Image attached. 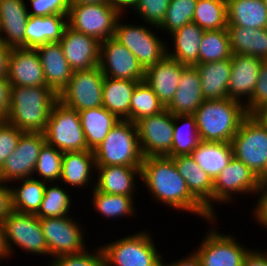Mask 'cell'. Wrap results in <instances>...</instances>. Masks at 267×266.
Returning a JSON list of instances; mask_svg holds the SVG:
<instances>
[{
    "label": "cell",
    "mask_w": 267,
    "mask_h": 266,
    "mask_svg": "<svg viewBox=\"0 0 267 266\" xmlns=\"http://www.w3.org/2000/svg\"><path fill=\"white\" fill-rule=\"evenodd\" d=\"M204 100L196 66H185L174 97L166 109L173 115H194Z\"/></svg>",
    "instance_id": "27"
},
{
    "label": "cell",
    "mask_w": 267,
    "mask_h": 266,
    "mask_svg": "<svg viewBox=\"0 0 267 266\" xmlns=\"http://www.w3.org/2000/svg\"><path fill=\"white\" fill-rule=\"evenodd\" d=\"M93 152L96 166L141 167L144 158L136 124L129 120H120Z\"/></svg>",
    "instance_id": "5"
},
{
    "label": "cell",
    "mask_w": 267,
    "mask_h": 266,
    "mask_svg": "<svg viewBox=\"0 0 267 266\" xmlns=\"http://www.w3.org/2000/svg\"><path fill=\"white\" fill-rule=\"evenodd\" d=\"M96 172L95 188L98 191L124 196L137 194L136 178L141 181V167L96 166Z\"/></svg>",
    "instance_id": "25"
},
{
    "label": "cell",
    "mask_w": 267,
    "mask_h": 266,
    "mask_svg": "<svg viewBox=\"0 0 267 266\" xmlns=\"http://www.w3.org/2000/svg\"><path fill=\"white\" fill-rule=\"evenodd\" d=\"M95 174L96 162L92 150L67 151L64 153L59 183L67 184L66 187L68 186V188L81 189L86 188V186L91 187V185L94 188Z\"/></svg>",
    "instance_id": "24"
},
{
    "label": "cell",
    "mask_w": 267,
    "mask_h": 266,
    "mask_svg": "<svg viewBox=\"0 0 267 266\" xmlns=\"http://www.w3.org/2000/svg\"><path fill=\"white\" fill-rule=\"evenodd\" d=\"M227 24L267 28V8L263 0H226Z\"/></svg>",
    "instance_id": "34"
},
{
    "label": "cell",
    "mask_w": 267,
    "mask_h": 266,
    "mask_svg": "<svg viewBox=\"0 0 267 266\" xmlns=\"http://www.w3.org/2000/svg\"><path fill=\"white\" fill-rule=\"evenodd\" d=\"M230 59L228 98L237 100L246 106L252 100L260 68L265 61L245 54H232Z\"/></svg>",
    "instance_id": "18"
},
{
    "label": "cell",
    "mask_w": 267,
    "mask_h": 266,
    "mask_svg": "<svg viewBox=\"0 0 267 266\" xmlns=\"http://www.w3.org/2000/svg\"><path fill=\"white\" fill-rule=\"evenodd\" d=\"M165 109L164 105L147 83L141 81L136 85L130 103L131 122L136 123L139 119L156 115Z\"/></svg>",
    "instance_id": "42"
},
{
    "label": "cell",
    "mask_w": 267,
    "mask_h": 266,
    "mask_svg": "<svg viewBox=\"0 0 267 266\" xmlns=\"http://www.w3.org/2000/svg\"><path fill=\"white\" fill-rule=\"evenodd\" d=\"M197 1L170 0L165 19L158 29L170 35L185 24L192 22Z\"/></svg>",
    "instance_id": "44"
},
{
    "label": "cell",
    "mask_w": 267,
    "mask_h": 266,
    "mask_svg": "<svg viewBox=\"0 0 267 266\" xmlns=\"http://www.w3.org/2000/svg\"><path fill=\"white\" fill-rule=\"evenodd\" d=\"M140 230L108 243H101L107 266H162L163 255L155 246L152 232Z\"/></svg>",
    "instance_id": "4"
},
{
    "label": "cell",
    "mask_w": 267,
    "mask_h": 266,
    "mask_svg": "<svg viewBox=\"0 0 267 266\" xmlns=\"http://www.w3.org/2000/svg\"><path fill=\"white\" fill-rule=\"evenodd\" d=\"M64 153V151L58 150L46 143L38 156L33 178L47 183H59Z\"/></svg>",
    "instance_id": "43"
},
{
    "label": "cell",
    "mask_w": 267,
    "mask_h": 266,
    "mask_svg": "<svg viewBox=\"0 0 267 266\" xmlns=\"http://www.w3.org/2000/svg\"><path fill=\"white\" fill-rule=\"evenodd\" d=\"M58 95L48 86H12L5 121L23 132L44 133Z\"/></svg>",
    "instance_id": "2"
},
{
    "label": "cell",
    "mask_w": 267,
    "mask_h": 266,
    "mask_svg": "<svg viewBox=\"0 0 267 266\" xmlns=\"http://www.w3.org/2000/svg\"><path fill=\"white\" fill-rule=\"evenodd\" d=\"M108 0H69L70 5L76 4H90V3H98V2H105Z\"/></svg>",
    "instance_id": "58"
},
{
    "label": "cell",
    "mask_w": 267,
    "mask_h": 266,
    "mask_svg": "<svg viewBox=\"0 0 267 266\" xmlns=\"http://www.w3.org/2000/svg\"><path fill=\"white\" fill-rule=\"evenodd\" d=\"M122 18L123 14L117 21L114 38L136 56L144 69L155 65L167 55L168 41L164 42L165 40L160 39L157 32H154L158 27L149 24L146 27L138 25L139 23L126 24L122 23Z\"/></svg>",
    "instance_id": "7"
},
{
    "label": "cell",
    "mask_w": 267,
    "mask_h": 266,
    "mask_svg": "<svg viewBox=\"0 0 267 266\" xmlns=\"http://www.w3.org/2000/svg\"><path fill=\"white\" fill-rule=\"evenodd\" d=\"M201 142L193 115H174V136L168 157L190 155Z\"/></svg>",
    "instance_id": "38"
},
{
    "label": "cell",
    "mask_w": 267,
    "mask_h": 266,
    "mask_svg": "<svg viewBox=\"0 0 267 266\" xmlns=\"http://www.w3.org/2000/svg\"><path fill=\"white\" fill-rule=\"evenodd\" d=\"M26 5L25 0H0V42L11 48H25Z\"/></svg>",
    "instance_id": "22"
},
{
    "label": "cell",
    "mask_w": 267,
    "mask_h": 266,
    "mask_svg": "<svg viewBox=\"0 0 267 266\" xmlns=\"http://www.w3.org/2000/svg\"><path fill=\"white\" fill-rule=\"evenodd\" d=\"M59 43L73 71L98 66L101 42L96 38L75 31L67 25Z\"/></svg>",
    "instance_id": "19"
},
{
    "label": "cell",
    "mask_w": 267,
    "mask_h": 266,
    "mask_svg": "<svg viewBox=\"0 0 267 266\" xmlns=\"http://www.w3.org/2000/svg\"><path fill=\"white\" fill-rule=\"evenodd\" d=\"M139 82L104 76L102 106L119 120L130 121L131 97Z\"/></svg>",
    "instance_id": "31"
},
{
    "label": "cell",
    "mask_w": 267,
    "mask_h": 266,
    "mask_svg": "<svg viewBox=\"0 0 267 266\" xmlns=\"http://www.w3.org/2000/svg\"><path fill=\"white\" fill-rule=\"evenodd\" d=\"M217 218L208 221L212 226L206 231L197 249L194 250L202 266H242L250 250L239 242L235 235L223 234L216 228ZM215 224V227H213ZM213 227V228H212ZM218 231V232H217Z\"/></svg>",
    "instance_id": "11"
},
{
    "label": "cell",
    "mask_w": 267,
    "mask_h": 266,
    "mask_svg": "<svg viewBox=\"0 0 267 266\" xmlns=\"http://www.w3.org/2000/svg\"><path fill=\"white\" fill-rule=\"evenodd\" d=\"M242 266H267V251L250 249L244 257Z\"/></svg>",
    "instance_id": "53"
},
{
    "label": "cell",
    "mask_w": 267,
    "mask_h": 266,
    "mask_svg": "<svg viewBox=\"0 0 267 266\" xmlns=\"http://www.w3.org/2000/svg\"><path fill=\"white\" fill-rule=\"evenodd\" d=\"M45 144L44 133L24 132L20 136L15 150L2 165L0 180L4 183L13 184L16 180L33 177L38 156Z\"/></svg>",
    "instance_id": "16"
},
{
    "label": "cell",
    "mask_w": 267,
    "mask_h": 266,
    "mask_svg": "<svg viewBox=\"0 0 267 266\" xmlns=\"http://www.w3.org/2000/svg\"><path fill=\"white\" fill-rule=\"evenodd\" d=\"M232 56L228 30H205L199 49V64L222 61Z\"/></svg>",
    "instance_id": "40"
},
{
    "label": "cell",
    "mask_w": 267,
    "mask_h": 266,
    "mask_svg": "<svg viewBox=\"0 0 267 266\" xmlns=\"http://www.w3.org/2000/svg\"><path fill=\"white\" fill-rule=\"evenodd\" d=\"M1 224L10 256L15 255L16 249L32 256H49L40 219L35 214L13 211Z\"/></svg>",
    "instance_id": "9"
},
{
    "label": "cell",
    "mask_w": 267,
    "mask_h": 266,
    "mask_svg": "<svg viewBox=\"0 0 267 266\" xmlns=\"http://www.w3.org/2000/svg\"><path fill=\"white\" fill-rule=\"evenodd\" d=\"M170 0H138L133 14L137 13L143 23L159 27L165 19Z\"/></svg>",
    "instance_id": "46"
},
{
    "label": "cell",
    "mask_w": 267,
    "mask_h": 266,
    "mask_svg": "<svg viewBox=\"0 0 267 266\" xmlns=\"http://www.w3.org/2000/svg\"><path fill=\"white\" fill-rule=\"evenodd\" d=\"M193 22L203 30L226 29V0H198Z\"/></svg>",
    "instance_id": "41"
},
{
    "label": "cell",
    "mask_w": 267,
    "mask_h": 266,
    "mask_svg": "<svg viewBox=\"0 0 267 266\" xmlns=\"http://www.w3.org/2000/svg\"><path fill=\"white\" fill-rule=\"evenodd\" d=\"M7 79L11 86H46L43 68L36 49L12 48Z\"/></svg>",
    "instance_id": "20"
},
{
    "label": "cell",
    "mask_w": 267,
    "mask_h": 266,
    "mask_svg": "<svg viewBox=\"0 0 267 266\" xmlns=\"http://www.w3.org/2000/svg\"><path fill=\"white\" fill-rule=\"evenodd\" d=\"M179 174L186 181L190 193L213 216V180L191 155L171 157Z\"/></svg>",
    "instance_id": "26"
},
{
    "label": "cell",
    "mask_w": 267,
    "mask_h": 266,
    "mask_svg": "<svg viewBox=\"0 0 267 266\" xmlns=\"http://www.w3.org/2000/svg\"><path fill=\"white\" fill-rule=\"evenodd\" d=\"M29 16L68 15L69 0H29Z\"/></svg>",
    "instance_id": "49"
},
{
    "label": "cell",
    "mask_w": 267,
    "mask_h": 266,
    "mask_svg": "<svg viewBox=\"0 0 267 266\" xmlns=\"http://www.w3.org/2000/svg\"><path fill=\"white\" fill-rule=\"evenodd\" d=\"M247 115L243 103L227 97L204 100L193 116L201 141L230 143Z\"/></svg>",
    "instance_id": "3"
},
{
    "label": "cell",
    "mask_w": 267,
    "mask_h": 266,
    "mask_svg": "<svg viewBox=\"0 0 267 266\" xmlns=\"http://www.w3.org/2000/svg\"><path fill=\"white\" fill-rule=\"evenodd\" d=\"M67 26V15L29 16L25 28V48L35 49L59 42Z\"/></svg>",
    "instance_id": "29"
},
{
    "label": "cell",
    "mask_w": 267,
    "mask_h": 266,
    "mask_svg": "<svg viewBox=\"0 0 267 266\" xmlns=\"http://www.w3.org/2000/svg\"><path fill=\"white\" fill-rule=\"evenodd\" d=\"M44 134L46 143L58 150L64 152L89 150L79 112L65 106L59 100L51 109Z\"/></svg>",
    "instance_id": "10"
},
{
    "label": "cell",
    "mask_w": 267,
    "mask_h": 266,
    "mask_svg": "<svg viewBox=\"0 0 267 266\" xmlns=\"http://www.w3.org/2000/svg\"><path fill=\"white\" fill-rule=\"evenodd\" d=\"M23 133V131L7 123L5 120L0 121V169L6 158L17 147L20 136Z\"/></svg>",
    "instance_id": "47"
},
{
    "label": "cell",
    "mask_w": 267,
    "mask_h": 266,
    "mask_svg": "<svg viewBox=\"0 0 267 266\" xmlns=\"http://www.w3.org/2000/svg\"><path fill=\"white\" fill-rule=\"evenodd\" d=\"M190 155L214 180L233 158V150L231 143L201 141Z\"/></svg>",
    "instance_id": "35"
},
{
    "label": "cell",
    "mask_w": 267,
    "mask_h": 266,
    "mask_svg": "<svg viewBox=\"0 0 267 266\" xmlns=\"http://www.w3.org/2000/svg\"><path fill=\"white\" fill-rule=\"evenodd\" d=\"M267 105V61H265L259 72L258 81L253 91L252 100L245 106L250 115H256Z\"/></svg>",
    "instance_id": "48"
},
{
    "label": "cell",
    "mask_w": 267,
    "mask_h": 266,
    "mask_svg": "<svg viewBox=\"0 0 267 266\" xmlns=\"http://www.w3.org/2000/svg\"><path fill=\"white\" fill-rule=\"evenodd\" d=\"M15 182H18L17 187L14 186L15 183L10 185L13 211L36 214L40 209L47 182L33 177L19 179Z\"/></svg>",
    "instance_id": "36"
},
{
    "label": "cell",
    "mask_w": 267,
    "mask_h": 266,
    "mask_svg": "<svg viewBox=\"0 0 267 266\" xmlns=\"http://www.w3.org/2000/svg\"><path fill=\"white\" fill-rule=\"evenodd\" d=\"M185 66L166 55L155 65L145 69L144 82L152 88L165 108L174 97Z\"/></svg>",
    "instance_id": "21"
},
{
    "label": "cell",
    "mask_w": 267,
    "mask_h": 266,
    "mask_svg": "<svg viewBox=\"0 0 267 266\" xmlns=\"http://www.w3.org/2000/svg\"><path fill=\"white\" fill-rule=\"evenodd\" d=\"M50 184V185H49ZM65 185L60 186L56 182L46 183L44 197L39 211L35 214L38 218H53L70 216L72 211V196L68 193Z\"/></svg>",
    "instance_id": "39"
},
{
    "label": "cell",
    "mask_w": 267,
    "mask_h": 266,
    "mask_svg": "<svg viewBox=\"0 0 267 266\" xmlns=\"http://www.w3.org/2000/svg\"><path fill=\"white\" fill-rule=\"evenodd\" d=\"M11 87L7 78H0V121H4L9 114Z\"/></svg>",
    "instance_id": "52"
},
{
    "label": "cell",
    "mask_w": 267,
    "mask_h": 266,
    "mask_svg": "<svg viewBox=\"0 0 267 266\" xmlns=\"http://www.w3.org/2000/svg\"><path fill=\"white\" fill-rule=\"evenodd\" d=\"M9 258H11V256H10L9 251L7 249L3 227H2V224L0 223V263L3 260H6V262H8L7 260Z\"/></svg>",
    "instance_id": "57"
},
{
    "label": "cell",
    "mask_w": 267,
    "mask_h": 266,
    "mask_svg": "<svg viewBox=\"0 0 267 266\" xmlns=\"http://www.w3.org/2000/svg\"><path fill=\"white\" fill-rule=\"evenodd\" d=\"M35 49L43 68L46 86L59 95L70 81L73 72L64 56L61 44L46 43Z\"/></svg>",
    "instance_id": "23"
},
{
    "label": "cell",
    "mask_w": 267,
    "mask_h": 266,
    "mask_svg": "<svg viewBox=\"0 0 267 266\" xmlns=\"http://www.w3.org/2000/svg\"><path fill=\"white\" fill-rule=\"evenodd\" d=\"M43 235L51 259L67 254L81 253L87 250L84 236L86 233L81 223L70 216L39 218ZM83 231V232H82Z\"/></svg>",
    "instance_id": "12"
},
{
    "label": "cell",
    "mask_w": 267,
    "mask_h": 266,
    "mask_svg": "<svg viewBox=\"0 0 267 266\" xmlns=\"http://www.w3.org/2000/svg\"><path fill=\"white\" fill-rule=\"evenodd\" d=\"M12 48L0 42V78H7L8 62Z\"/></svg>",
    "instance_id": "54"
},
{
    "label": "cell",
    "mask_w": 267,
    "mask_h": 266,
    "mask_svg": "<svg viewBox=\"0 0 267 266\" xmlns=\"http://www.w3.org/2000/svg\"><path fill=\"white\" fill-rule=\"evenodd\" d=\"M95 251L89 249L76 254H67L49 259L48 266H103L104 254L100 246Z\"/></svg>",
    "instance_id": "45"
},
{
    "label": "cell",
    "mask_w": 267,
    "mask_h": 266,
    "mask_svg": "<svg viewBox=\"0 0 267 266\" xmlns=\"http://www.w3.org/2000/svg\"><path fill=\"white\" fill-rule=\"evenodd\" d=\"M98 66L106 77L144 81L145 69L136 56L114 37L101 42Z\"/></svg>",
    "instance_id": "17"
},
{
    "label": "cell",
    "mask_w": 267,
    "mask_h": 266,
    "mask_svg": "<svg viewBox=\"0 0 267 266\" xmlns=\"http://www.w3.org/2000/svg\"><path fill=\"white\" fill-rule=\"evenodd\" d=\"M263 2L265 3V6L267 8V0H263Z\"/></svg>",
    "instance_id": "61"
},
{
    "label": "cell",
    "mask_w": 267,
    "mask_h": 266,
    "mask_svg": "<svg viewBox=\"0 0 267 266\" xmlns=\"http://www.w3.org/2000/svg\"><path fill=\"white\" fill-rule=\"evenodd\" d=\"M104 75L99 66L76 70L66 87L58 95L65 106L81 110L102 106Z\"/></svg>",
    "instance_id": "13"
},
{
    "label": "cell",
    "mask_w": 267,
    "mask_h": 266,
    "mask_svg": "<svg viewBox=\"0 0 267 266\" xmlns=\"http://www.w3.org/2000/svg\"><path fill=\"white\" fill-rule=\"evenodd\" d=\"M230 143L233 157L258 177L267 164V125L256 115L248 114Z\"/></svg>",
    "instance_id": "6"
},
{
    "label": "cell",
    "mask_w": 267,
    "mask_h": 266,
    "mask_svg": "<svg viewBox=\"0 0 267 266\" xmlns=\"http://www.w3.org/2000/svg\"><path fill=\"white\" fill-rule=\"evenodd\" d=\"M201 79L205 100H220L228 97L231 59L195 65Z\"/></svg>",
    "instance_id": "30"
},
{
    "label": "cell",
    "mask_w": 267,
    "mask_h": 266,
    "mask_svg": "<svg viewBox=\"0 0 267 266\" xmlns=\"http://www.w3.org/2000/svg\"><path fill=\"white\" fill-rule=\"evenodd\" d=\"M259 188L258 177L253 171L242 161L233 157L213 180V217H218L215 211L216 206L214 208L215 203L229 204L234 202L233 200L238 195L247 196L248 194L254 196Z\"/></svg>",
    "instance_id": "14"
},
{
    "label": "cell",
    "mask_w": 267,
    "mask_h": 266,
    "mask_svg": "<svg viewBox=\"0 0 267 266\" xmlns=\"http://www.w3.org/2000/svg\"><path fill=\"white\" fill-rule=\"evenodd\" d=\"M141 180L154 201L179 212L184 210L207 222L214 219L190 193L186 181L179 174L171 157H144L141 164Z\"/></svg>",
    "instance_id": "1"
},
{
    "label": "cell",
    "mask_w": 267,
    "mask_h": 266,
    "mask_svg": "<svg viewBox=\"0 0 267 266\" xmlns=\"http://www.w3.org/2000/svg\"><path fill=\"white\" fill-rule=\"evenodd\" d=\"M79 117L89 150L96 149L110 130L120 121L105 107L79 111Z\"/></svg>",
    "instance_id": "33"
},
{
    "label": "cell",
    "mask_w": 267,
    "mask_h": 266,
    "mask_svg": "<svg viewBox=\"0 0 267 266\" xmlns=\"http://www.w3.org/2000/svg\"><path fill=\"white\" fill-rule=\"evenodd\" d=\"M143 157L167 156L174 136V115L167 109L139 119L136 123Z\"/></svg>",
    "instance_id": "15"
},
{
    "label": "cell",
    "mask_w": 267,
    "mask_h": 266,
    "mask_svg": "<svg viewBox=\"0 0 267 266\" xmlns=\"http://www.w3.org/2000/svg\"><path fill=\"white\" fill-rule=\"evenodd\" d=\"M205 30L196 23L189 22L169 35L173 50L167 44V56L186 66L199 64V49Z\"/></svg>",
    "instance_id": "28"
},
{
    "label": "cell",
    "mask_w": 267,
    "mask_h": 266,
    "mask_svg": "<svg viewBox=\"0 0 267 266\" xmlns=\"http://www.w3.org/2000/svg\"><path fill=\"white\" fill-rule=\"evenodd\" d=\"M260 186H267V164L263 172L258 176Z\"/></svg>",
    "instance_id": "59"
},
{
    "label": "cell",
    "mask_w": 267,
    "mask_h": 266,
    "mask_svg": "<svg viewBox=\"0 0 267 266\" xmlns=\"http://www.w3.org/2000/svg\"><path fill=\"white\" fill-rule=\"evenodd\" d=\"M256 116L260 118L267 125V105L262 108Z\"/></svg>",
    "instance_id": "60"
},
{
    "label": "cell",
    "mask_w": 267,
    "mask_h": 266,
    "mask_svg": "<svg viewBox=\"0 0 267 266\" xmlns=\"http://www.w3.org/2000/svg\"><path fill=\"white\" fill-rule=\"evenodd\" d=\"M121 15L108 1L70 5L67 25L102 42L114 37L116 24Z\"/></svg>",
    "instance_id": "8"
},
{
    "label": "cell",
    "mask_w": 267,
    "mask_h": 266,
    "mask_svg": "<svg viewBox=\"0 0 267 266\" xmlns=\"http://www.w3.org/2000/svg\"><path fill=\"white\" fill-rule=\"evenodd\" d=\"M232 54H245L267 61V28L227 25Z\"/></svg>",
    "instance_id": "32"
},
{
    "label": "cell",
    "mask_w": 267,
    "mask_h": 266,
    "mask_svg": "<svg viewBox=\"0 0 267 266\" xmlns=\"http://www.w3.org/2000/svg\"><path fill=\"white\" fill-rule=\"evenodd\" d=\"M108 2L113 8L117 9L121 14L125 16L128 13L126 10H129V8L130 10H133L137 5L138 0H108Z\"/></svg>",
    "instance_id": "56"
},
{
    "label": "cell",
    "mask_w": 267,
    "mask_h": 266,
    "mask_svg": "<svg viewBox=\"0 0 267 266\" xmlns=\"http://www.w3.org/2000/svg\"><path fill=\"white\" fill-rule=\"evenodd\" d=\"M12 212V192L10 184L0 180V223H2Z\"/></svg>",
    "instance_id": "51"
},
{
    "label": "cell",
    "mask_w": 267,
    "mask_h": 266,
    "mask_svg": "<svg viewBox=\"0 0 267 266\" xmlns=\"http://www.w3.org/2000/svg\"><path fill=\"white\" fill-rule=\"evenodd\" d=\"M91 191L93 196L90 203L93 210L95 209L94 212H98L106 220L134 217L137 214V208L134 206L136 197L103 193L95 187Z\"/></svg>",
    "instance_id": "37"
},
{
    "label": "cell",
    "mask_w": 267,
    "mask_h": 266,
    "mask_svg": "<svg viewBox=\"0 0 267 266\" xmlns=\"http://www.w3.org/2000/svg\"><path fill=\"white\" fill-rule=\"evenodd\" d=\"M258 200L256 199L255 208L252 207V217L253 220L255 219V222L257 221V225H260V228L266 229L267 231V186H260L258 189L255 197H258Z\"/></svg>",
    "instance_id": "50"
},
{
    "label": "cell",
    "mask_w": 267,
    "mask_h": 266,
    "mask_svg": "<svg viewBox=\"0 0 267 266\" xmlns=\"http://www.w3.org/2000/svg\"><path fill=\"white\" fill-rule=\"evenodd\" d=\"M184 257L180 258V260L172 261L170 263H165L163 260L162 266H202L199 257L193 250L190 255Z\"/></svg>",
    "instance_id": "55"
}]
</instances>
